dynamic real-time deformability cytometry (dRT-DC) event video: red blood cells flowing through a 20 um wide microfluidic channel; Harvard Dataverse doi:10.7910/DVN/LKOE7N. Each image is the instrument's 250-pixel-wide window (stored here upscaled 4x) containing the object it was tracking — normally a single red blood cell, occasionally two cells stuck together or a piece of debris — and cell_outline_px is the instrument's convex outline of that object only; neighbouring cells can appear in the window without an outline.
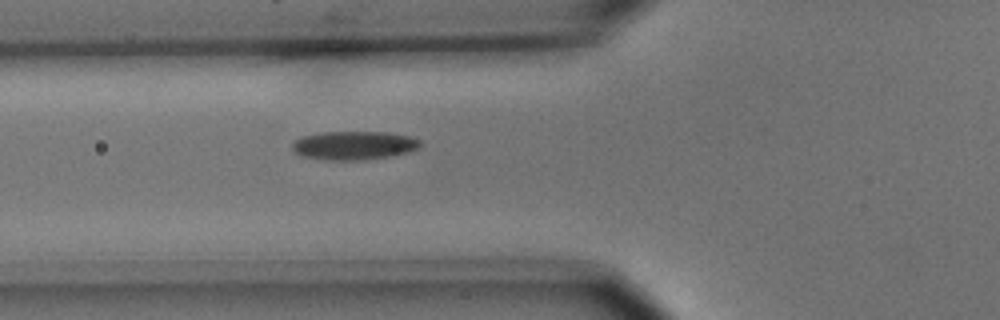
{"species": "common noctule bat (a hibernating species)", "species_latin": "Nyctalus noctula", "temperature_condition": "cold", "stored_images_in_passage": 3, "camera_frame_rate_fps": 3000, "um_per_image_px": 0.085, "animal": {"sex": "male", "body_mass_g": 15.6}, "frame": {"image": 1, "passage_image": 3, "time_ms": 2.0, "image_size_px": [1000, 320], "cell_outline_px": [[420, 148], [408, 152], [392, 156], [364, 160], [324, 160], [304, 156], [296, 152], [292, 148], [292, 144], [296, 140], [304, 136], [324, 132], [384, 132], [408, 136], [420, 140]], "centroid_in_image_um": [30.11, 12.37], "position_along_channel_um": 95.7, "area_um2": 21.21}}